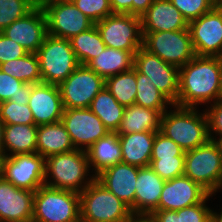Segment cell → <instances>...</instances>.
I'll list each match as a JSON object with an SVG mask.
<instances>
[{"mask_svg":"<svg viewBox=\"0 0 222 222\" xmlns=\"http://www.w3.org/2000/svg\"><path fill=\"white\" fill-rule=\"evenodd\" d=\"M179 107H192L197 104L213 103L219 100L220 57L195 56L179 68Z\"/></svg>","mask_w":222,"mask_h":222,"instance_id":"obj_1","label":"cell"},{"mask_svg":"<svg viewBox=\"0 0 222 222\" xmlns=\"http://www.w3.org/2000/svg\"><path fill=\"white\" fill-rule=\"evenodd\" d=\"M161 117L160 132L177 143L185 152L205 144L210 138L205 113L197 108L179 107Z\"/></svg>","mask_w":222,"mask_h":222,"instance_id":"obj_2","label":"cell"},{"mask_svg":"<svg viewBox=\"0 0 222 222\" xmlns=\"http://www.w3.org/2000/svg\"><path fill=\"white\" fill-rule=\"evenodd\" d=\"M89 168L88 155L83 150L74 149L49 156L45 159L44 185L80 194L95 178L94 175L86 178ZM49 175L53 178L51 182L47 179Z\"/></svg>","mask_w":222,"mask_h":222,"instance_id":"obj_3","label":"cell"},{"mask_svg":"<svg viewBox=\"0 0 222 222\" xmlns=\"http://www.w3.org/2000/svg\"><path fill=\"white\" fill-rule=\"evenodd\" d=\"M81 222H124L132 212L96 178L79 194Z\"/></svg>","mask_w":222,"mask_h":222,"instance_id":"obj_4","label":"cell"},{"mask_svg":"<svg viewBox=\"0 0 222 222\" xmlns=\"http://www.w3.org/2000/svg\"><path fill=\"white\" fill-rule=\"evenodd\" d=\"M33 222H81L79 193L43 185L35 191Z\"/></svg>","mask_w":222,"mask_h":222,"instance_id":"obj_5","label":"cell"},{"mask_svg":"<svg viewBox=\"0 0 222 222\" xmlns=\"http://www.w3.org/2000/svg\"><path fill=\"white\" fill-rule=\"evenodd\" d=\"M184 175L199 183L210 194L218 191L222 182V151L217 141L185 152Z\"/></svg>","mask_w":222,"mask_h":222,"instance_id":"obj_6","label":"cell"},{"mask_svg":"<svg viewBox=\"0 0 222 222\" xmlns=\"http://www.w3.org/2000/svg\"><path fill=\"white\" fill-rule=\"evenodd\" d=\"M36 54L44 83L59 85L80 65L69 39L47 34Z\"/></svg>","mask_w":222,"mask_h":222,"instance_id":"obj_7","label":"cell"},{"mask_svg":"<svg viewBox=\"0 0 222 222\" xmlns=\"http://www.w3.org/2000/svg\"><path fill=\"white\" fill-rule=\"evenodd\" d=\"M142 35L144 49L178 68L196 56L188 29L142 33Z\"/></svg>","mask_w":222,"mask_h":222,"instance_id":"obj_8","label":"cell"},{"mask_svg":"<svg viewBox=\"0 0 222 222\" xmlns=\"http://www.w3.org/2000/svg\"><path fill=\"white\" fill-rule=\"evenodd\" d=\"M104 44L113 49L137 51L142 47L141 17L113 13L95 23Z\"/></svg>","mask_w":222,"mask_h":222,"instance_id":"obj_9","label":"cell"},{"mask_svg":"<svg viewBox=\"0 0 222 222\" xmlns=\"http://www.w3.org/2000/svg\"><path fill=\"white\" fill-rule=\"evenodd\" d=\"M58 87L64 109L89 108L105 87V79L87 65H79Z\"/></svg>","mask_w":222,"mask_h":222,"instance_id":"obj_10","label":"cell"},{"mask_svg":"<svg viewBox=\"0 0 222 222\" xmlns=\"http://www.w3.org/2000/svg\"><path fill=\"white\" fill-rule=\"evenodd\" d=\"M42 9L47 20V33L55 37L71 39L95 25L71 0H54Z\"/></svg>","mask_w":222,"mask_h":222,"instance_id":"obj_11","label":"cell"},{"mask_svg":"<svg viewBox=\"0 0 222 222\" xmlns=\"http://www.w3.org/2000/svg\"><path fill=\"white\" fill-rule=\"evenodd\" d=\"M61 122L74 148L78 150L87 151L96 141L110 133L89 108L64 109Z\"/></svg>","mask_w":222,"mask_h":222,"instance_id":"obj_12","label":"cell"},{"mask_svg":"<svg viewBox=\"0 0 222 222\" xmlns=\"http://www.w3.org/2000/svg\"><path fill=\"white\" fill-rule=\"evenodd\" d=\"M2 176L17 188L35 192L44 185L45 159L38 153L4 156Z\"/></svg>","mask_w":222,"mask_h":222,"instance_id":"obj_13","label":"cell"},{"mask_svg":"<svg viewBox=\"0 0 222 222\" xmlns=\"http://www.w3.org/2000/svg\"><path fill=\"white\" fill-rule=\"evenodd\" d=\"M133 67L149 77L155 87L173 104L177 102L179 93V68L166 63L160 57L140 47L134 54Z\"/></svg>","mask_w":222,"mask_h":222,"instance_id":"obj_14","label":"cell"},{"mask_svg":"<svg viewBox=\"0 0 222 222\" xmlns=\"http://www.w3.org/2000/svg\"><path fill=\"white\" fill-rule=\"evenodd\" d=\"M188 30L196 56L222 58L221 7H214L208 13L188 22Z\"/></svg>","mask_w":222,"mask_h":222,"instance_id":"obj_15","label":"cell"},{"mask_svg":"<svg viewBox=\"0 0 222 222\" xmlns=\"http://www.w3.org/2000/svg\"><path fill=\"white\" fill-rule=\"evenodd\" d=\"M210 193L199 183L182 175L165 181L159 200L158 211H176L201 203Z\"/></svg>","mask_w":222,"mask_h":222,"instance_id":"obj_16","label":"cell"},{"mask_svg":"<svg viewBox=\"0 0 222 222\" xmlns=\"http://www.w3.org/2000/svg\"><path fill=\"white\" fill-rule=\"evenodd\" d=\"M30 53H36L47 36V20L42 8H34L1 31Z\"/></svg>","mask_w":222,"mask_h":222,"instance_id":"obj_17","label":"cell"},{"mask_svg":"<svg viewBox=\"0 0 222 222\" xmlns=\"http://www.w3.org/2000/svg\"><path fill=\"white\" fill-rule=\"evenodd\" d=\"M34 191L20 189L0 177V222L32 221Z\"/></svg>","mask_w":222,"mask_h":222,"instance_id":"obj_18","label":"cell"},{"mask_svg":"<svg viewBox=\"0 0 222 222\" xmlns=\"http://www.w3.org/2000/svg\"><path fill=\"white\" fill-rule=\"evenodd\" d=\"M28 105L36 126L61 121L64 107L58 85L32 84Z\"/></svg>","mask_w":222,"mask_h":222,"instance_id":"obj_19","label":"cell"},{"mask_svg":"<svg viewBox=\"0 0 222 222\" xmlns=\"http://www.w3.org/2000/svg\"><path fill=\"white\" fill-rule=\"evenodd\" d=\"M138 170V166L120 162L95 177L108 191L130 207L132 214H135V184Z\"/></svg>","mask_w":222,"mask_h":222,"instance_id":"obj_20","label":"cell"},{"mask_svg":"<svg viewBox=\"0 0 222 222\" xmlns=\"http://www.w3.org/2000/svg\"><path fill=\"white\" fill-rule=\"evenodd\" d=\"M142 33L188 29V22L170 0H154L141 16Z\"/></svg>","mask_w":222,"mask_h":222,"instance_id":"obj_21","label":"cell"},{"mask_svg":"<svg viewBox=\"0 0 222 222\" xmlns=\"http://www.w3.org/2000/svg\"><path fill=\"white\" fill-rule=\"evenodd\" d=\"M163 180L150 166L139 167L135 184V215H151L158 211Z\"/></svg>","mask_w":222,"mask_h":222,"instance_id":"obj_22","label":"cell"},{"mask_svg":"<svg viewBox=\"0 0 222 222\" xmlns=\"http://www.w3.org/2000/svg\"><path fill=\"white\" fill-rule=\"evenodd\" d=\"M157 131L118 135L121 145V162L138 167L150 166L153 142Z\"/></svg>","mask_w":222,"mask_h":222,"instance_id":"obj_23","label":"cell"},{"mask_svg":"<svg viewBox=\"0 0 222 222\" xmlns=\"http://www.w3.org/2000/svg\"><path fill=\"white\" fill-rule=\"evenodd\" d=\"M74 149L69 133L61 121L38 126L36 153L44 159Z\"/></svg>","mask_w":222,"mask_h":222,"instance_id":"obj_24","label":"cell"},{"mask_svg":"<svg viewBox=\"0 0 222 222\" xmlns=\"http://www.w3.org/2000/svg\"><path fill=\"white\" fill-rule=\"evenodd\" d=\"M137 51H125L106 47L87 66L104 79L130 71L134 64V54Z\"/></svg>","mask_w":222,"mask_h":222,"instance_id":"obj_25","label":"cell"},{"mask_svg":"<svg viewBox=\"0 0 222 222\" xmlns=\"http://www.w3.org/2000/svg\"><path fill=\"white\" fill-rule=\"evenodd\" d=\"M162 113L159 110L138 105L125 107L118 135L135 132L159 131Z\"/></svg>","mask_w":222,"mask_h":222,"instance_id":"obj_26","label":"cell"},{"mask_svg":"<svg viewBox=\"0 0 222 222\" xmlns=\"http://www.w3.org/2000/svg\"><path fill=\"white\" fill-rule=\"evenodd\" d=\"M89 167H94L95 177L103 170L121 162L122 153L117 133L100 138L87 151Z\"/></svg>","mask_w":222,"mask_h":222,"instance_id":"obj_27","label":"cell"},{"mask_svg":"<svg viewBox=\"0 0 222 222\" xmlns=\"http://www.w3.org/2000/svg\"><path fill=\"white\" fill-rule=\"evenodd\" d=\"M38 126L35 124H5L4 125V156L15 154L36 153ZM11 154H7V151Z\"/></svg>","mask_w":222,"mask_h":222,"instance_id":"obj_28","label":"cell"},{"mask_svg":"<svg viewBox=\"0 0 222 222\" xmlns=\"http://www.w3.org/2000/svg\"><path fill=\"white\" fill-rule=\"evenodd\" d=\"M89 109L99 117L110 133L117 132L125 107L117 102L106 87L94 97Z\"/></svg>","mask_w":222,"mask_h":222,"instance_id":"obj_29","label":"cell"},{"mask_svg":"<svg viewBox=\"0 0 222 222\" xmlns=\"http://www.w3.org/2000/svg\"><path fill=\"white\" fill-rule=\"evenodd\" d=\"M69 40L80 65H87L107 47L104 44L96 25L89 28L87 31L73 36Z\"/></svg>","mask_w":222,"mask_h":222,"instance_id":"obj_30","label":"cell"},{"mask_svg":"<svg viewBox=\"0 0 222 222\" xmlns=\"http://www.w3.org/2000/svg\"><path fill=\"white\" fill-rule=\"evenodd\" d=\"M0 70L23 83L42 82L39 59L36 53L28 52L25 56L0 64Z\"/></svg>","mask_w":222,"mask_h":222,"instance_id":"obj_31","label":"cell"},{"mask_svg":"<svg viewBox=\"0 0 222 222\" xmlns=\"http://www.w3.org/2000/svg\"><path fill=\"white\" fill-rule=\"evenodd\" d=\"M105 87L120 105H134L137 93L136 69L133 67L130 71L106 78Z\"/></svg>","mask_w":222,"mask_h":222,"instance_id":"obj_32","label":"cell"},{"mask_svg":"<svg viewBox=\"0 0 222 222\" xmlns=\"http://www.w3.org/2000/svg\"><path fill=\"white\" fill-rule=\"evenodd\" d=\"M137 93L135 105L159 110L162 114L166 105H174L160 90H158L146 75L136 70Z\"/></svg>","mask_w":222,"mask_h":222,"instance_id":"obj_33","label":"cell"},{"mask_svg":"<svg viewBox=\"0 0 222 222\" xmlns=\"http://www.w3.org/2000/svg\"><path fill=\"white\" fill-rule=\"evenodd\" d=\"M34 8L28 0H0V32Z\"/></svg>","mask_w":222,"mask_h":222,"instance_id":"obj_34","label":"cell"},{"mask_svg":"<svg viewBox=\"0 0 222 222\" xmlns=\"http://www.w3.org/2000/svg\"><path fill=\"white\" fill-rule=\"evenodd\" d=\"M0 118L4 124H35L28 104H18L10 100L0 103Z\"/></svg>","mask_w":222,"mask_h":222,"instance_id":"obj_35","label":"cell"},{"mask_svg":"<svg viewBox=\"0 0 222 222\" xmlns=\"http://www.w3.org/2000/svg\"><path fill=\"white\" fill-rule=\"evenodd\" d=\"M185 156L151 158L150 167L165 181L184 175Z\"/></svg>","mask_w":222,"mask_h":222,"instance_id":"obj_36","label":"cell"},{"mask_svg":"<svg viewBox=\"0 0 222 222\" xmlns=\"http://www.w3.org/2000/svg\"><path fill=\"white\" fill-rule=\"evenodd\" d=\"M94 23L113 14L109 0H71Z\"/></svg>","mask_w":222,"mask_h":222,"instance_id":"obj_37","label":"cell"},{"mask_svg":"<svg viewBox=\"0 0 222 222\" xmlns=\"http://www.w3.org/2000/svg\"><path fill=\"white\" fill-rule=\"evenodd\" d=\"M170 2L181 12L187 22L199 18L214 8L211 0H170Z\"/></svg>","mask_w":222,"mask_h":222,"instance_id":"obj_38","label":"cell"},{"mask_svg":"<svg viewBox=\"0 0 222 222\" xmlns=\"http://www.w3.org/2000/svg\"><path fill=\"white\" fill-rule=\"evenodd\" d=\"M174 156H185V151L173 140L157 131L151 158H173Z\"/></svg>","mask_w":222,"mask_h":222,"instance_id":"obj_39","label":"cell"},{"mask_svg":"<svg viewBox=\"0 0 222 222\" xmlns=\"http://www.w3.org/2000/svg\"><path fill=\"white\" fill-rule=\"evenodd\" d=\"M113 13L131 14L141 17L154 0H109Z\"/></svg>","mask_w":222,"mask_h":222,"instance_id":"obj_40","label":"cell"},{"mask_svg":"<svg viewBox=\"0 0 222 222\" xmlns=\"http://www.w3.org/2000/svg\"><path fill=\"white\" fill-rule=\"evenodd\" d=\"M211 195L209 194L201 203L177 210V215H181V222H211L212 210L205 205V201L209 200Z\"/></svg>","mask_w":222,"mask_h":222,"instance_id":"obj_41","label":"cell"},{"mask_svg":"<svg viewBox=\"0 0 222 222\" xmlns=\"http://www.w3.org/2000/svg\"><path fill=\"white\" fill-rule=\"evenodd\" d=\"M28 51L0 32V64L25 56Z\"/></svg>","mask_w":222,"mask_h":222,"instance_id":"obj_42","label":"cell"},{"mask_svg":"<svg viewBox=\"0 0 222 222\" xmlns=\"http://www.w3.org/2000/svg\"><path fill=\"white\" fill-rule=\"evenodd\" d=\"M204 112L207 118L208 135L210 140L215 138L211 134L212 131L213 133H218L220 138H222V100H217L211 105L210 109Z\"/></svg>","mask_w":222,"mask_h":222,"instance_id":"obj_43","label":"cell"},{"mask_svg":"<svg viewBox=\"0 0 222 222\" xmlns=\"http://www.w3.org/2000/svg\"><path fill=\"white\" fill-rule=\"evenodd\" d=\"M24 83L0 70V103L15 97Z\"/></svg>","mask_w":222,"mask_h":222,"instance_id":"obj_44","label":"cell"},{"mask_svg":"<svg viewBox=\"0 0 222 222\" xmlns=\"http://www.w3.org/2000/svg\"><path fill=\"white\" fill-rule=\"evenodd\" d=\"M150 217L152 222H181V215H177V210L154 211Z\"/></svg>","mask_w":222,"mask_h":222,"instance_id":"obj_45","label":"cell"},{"mask_svg":"<svg viewBox=\"0 0 222 222\" xmlns=\"http://www.w3.org/2000/svg\"><path fill=\"white\" fill-rule=\"evenodd\" d=\"M31 90H32V84L24 83L20 87V91L18 92V94L15 97H11L10 101L23 105L28 104Z\"/></svg>","mask_w":222,"mask_h":222,"instance_id":"obj_46","label":"cell"},{"mask_svg":"<svg viewBox=\"0 0 222 222\" xmlns=\"http://www.w3.org/2000/svg\"><path fill=\"white\" fill-rule=\"evenodd\" d=\"M124 222H152L150 215H135L132 214Z\"/></svg>","mask_w":222,"mask_h":222,"instance_id":"obj_47","label":"cell"},{"mask_svg":"<svg viewBox=\"0 0 222 222\" xmlns=\"http://www.w3.org/2000/svg\"><path fill=\"white\" fill-rule=\"evenodd\" d=\"M35 8H43L48 3L53 2L54 0H28Z\"/></svg>","mask_w":222,"mask_h":222,"instance_id":"obj_48","label":"cell"},{"mask_svg":"<svg viewBox=\"0 0 222 222\" xmlns=\"http://www.w3.org/2000/svg\"><path fill=\"white\" fill-rule=\"evenodd\" d=\"M4 122L0 118V153L3 154V146H4Z\"/></svg>","mask_w":222,"mask_h":222,"instance_id":"obj_49","label":"cell"},{"mask_svg":"<svg viewBox=\"0 0 222 222\" xmlns=\"http://www.w3.org/2000/svg\"><path fill=\"white\" fill-rule=\"evenodd\" d=\"M211 222H222V211L220 214H217L216 212H211Z\"/></svg>","mask_w":222,"mask_h":222,"instance_id":"obj_50","label":"cell"},{"mask_svg":"<svg viewBox=\"0 0 222 222\" xmlns=\"http://www.w3.org/2000/svg\"><path fill=\"white\" fill-rule=\"evenodd\" d=\"M219 100H222V58L220 57V89H219Z\"/></svg>","mask_w":222,"mask_h":222,"instance_id":"obj_51","label":"cell"},{"mask_svg":"<svg viewBox=\"0 0 222 222\" xmlns=\"http://www.w3.org/2000/svg\"><path fill=\"white\" fill-rule=\"evenodd\" d=\"M214 7L222 8V0H211Z\"/></svg>","mask_w":222,"mask_h":222,"instance_id":"obj_52","label":"cell"},{"mask_svg":"<svg viewBox=\"0 0 222 222\" xmlns=\"http://www.w3.org/2000/svg\"><path fill=\"white\" fill-rule=\"evenodd\" d=\"M4 154L0 153V177H2Z\"/></svg>","mask_w":222,"mask_h":222,"instance_id":"obj_53","label":"cell"},{"mask_svg":"<svg viewBox=\"0 0 222 222\" xmlns=\"http://www.w3.org/2000/svg\"><path fill=\"white\" fill-rule=\"evenodd\" d=\"M213 140L218 142V144H219V146L221 148V151H222V138H218V139L215 138Z\"/></svg>","mask_w":222,"mask_h":222,"instance_id":"obj_54","label":"cell"}]
</instances>
